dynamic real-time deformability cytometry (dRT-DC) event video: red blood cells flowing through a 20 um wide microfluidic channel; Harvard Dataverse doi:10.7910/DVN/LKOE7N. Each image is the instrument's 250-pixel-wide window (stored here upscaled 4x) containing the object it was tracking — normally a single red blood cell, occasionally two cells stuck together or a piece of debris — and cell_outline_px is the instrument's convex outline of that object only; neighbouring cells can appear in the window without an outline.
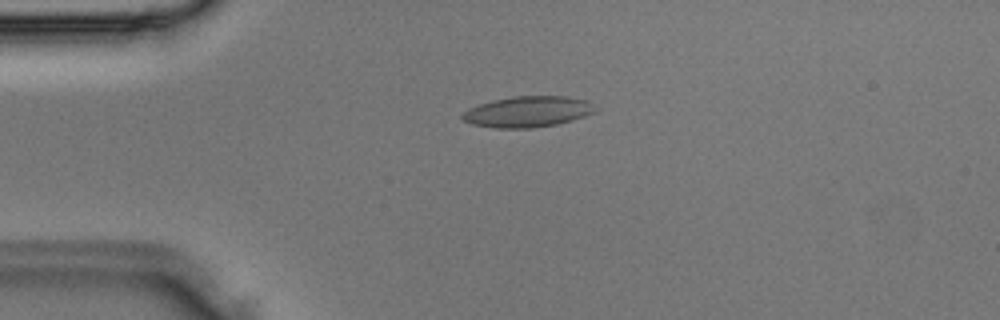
{"species": "Egyptian fruit bat (a non-hibernating species)", "species_latin": "Rousettus aegyptiacus", "temperature_condition": "room temperature", "stored_images_in_passage": 36, "camera_frame_rate_fps": 3000, "um_per_image_px": 0.085, "animal": {"sex": "male"}, "frame": {"image": 1, "passage_image": 8, "time_ms": 2.333, "image_size_px": [1000, 320], "cell_outline_px": [[600, 108], [596, 112], [572, 120], [556, 124], [532, 128], [496, 128], [472, 124], [464, 120], [460, 116], [468, 108], [492, 100], [516, 96], [564, 96], [588, 100]], "centroid_in_image_um": [44.91, 9.49], "position_along_channel_um": 40.1, "area_um2": 24.04}}
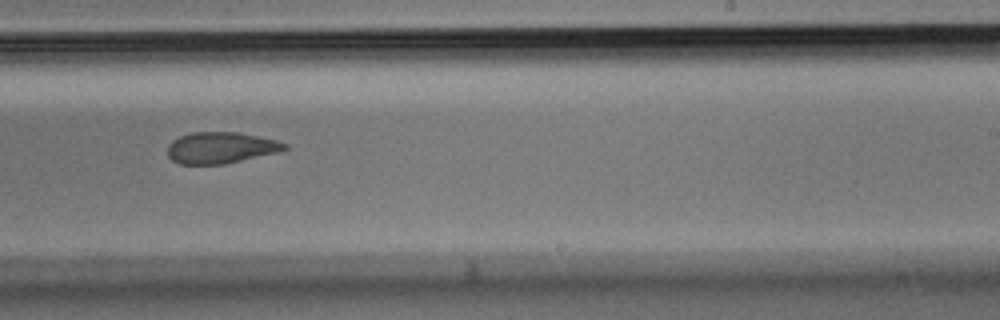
{"frame": {"image": 2, "passage_image": 22, "time_ms": 7.0, "image_size_px": [1000, 320], "cell_outline_px": [[288, 148], [280, 152], [224, 164], [180, 164], [172, 160], [168, 156], [168, 144], [172, 140], [180, 136], [192, 132], [236, 132], [276, 140], [288, 144]], "centroid_in_image_um": [18.76, 12.56], "position_along_channel_um": 270.2, "area_um2": 21.39}}
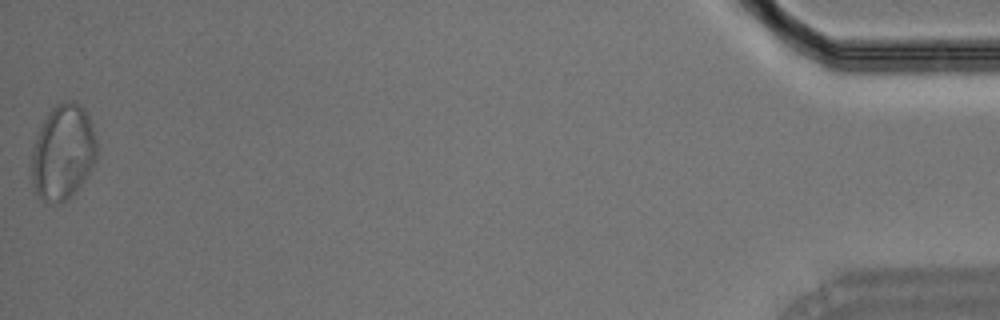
{"frame": {"image": 3, "passage_image": 36, "time_ms": 11.667, "image_size_px": [1000, 320], "cell_outline_px": [[96, 160], [84, 180], [60, 204], [44, 200], [36, 192], [32, 180], [32, 152], [36, 136], [40, 124], [48, 112], [56, 104], [64, 100], [76, 100], [84, 108], [92, 124], [96, 140]], "centroid_in_image_um": [5.35, 12.87], "position_along_channel_um": 429.9, "area_um2": 36.01}}